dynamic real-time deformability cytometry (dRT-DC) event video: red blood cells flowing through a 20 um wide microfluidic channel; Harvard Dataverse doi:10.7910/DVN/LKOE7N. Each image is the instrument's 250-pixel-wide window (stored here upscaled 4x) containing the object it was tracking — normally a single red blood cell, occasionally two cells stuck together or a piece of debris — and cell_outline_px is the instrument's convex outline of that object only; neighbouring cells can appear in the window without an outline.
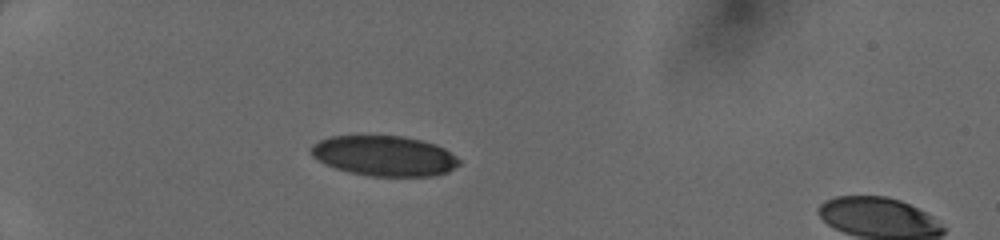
{"species": "human", "species_latin": "Homo sapiens", "temperature_condition": "cold", "stored_images_in_passage": 9, "camera_frame_rate_fps": 3000, "um_per_image_px": 0.085, "donor": {"sex": "female"}, "frame": {"image": 1, "passage_image": 1, "time_ms": 0.0, "image_size_px": [1000, 240], "cell_outline_px": [[460, 164], [448, 172], [436, 176], [372, 176], [348, 172], [324, 164], [312, 156], [312, 144], [320, 140], [332, 136], [404, 136], [436, 144], [444, 148], [456, 156], [460, 160]], "centroid_in_image_um": [32.69, 13.25], "position_along_channel_um": 52.3, "area_um2": 34.74}}
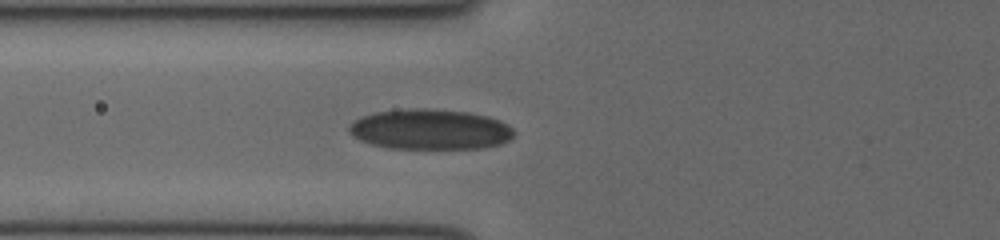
{"frame": {"image": 2, "passage_image": 5, "time_ms": 1.333, "image_size_px": [1000, 240], "cell_outline_px": [[516, 132], [508, 140], [500, 144], [484, 148], [392, 148], [372, 144], [360, 140], [352, 136], [348, 132], [348, 128], [360, 116], [376, 112], [412, 108], [428, 108], [468, 112], [488, 116], [500, 120], [508, 124]], "centroid_in_image_um": [36.58, 10.99], "position_along_channel_um": 89.2, "area_um2": 38.78}}
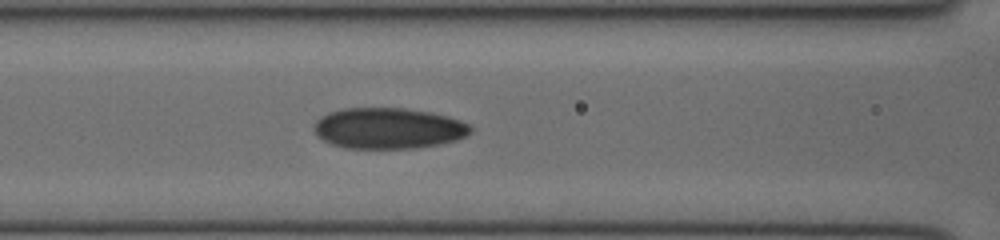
{"frame": {"image": 3, "passage_image": 7, "time_ms": 2.0, "image_size_px": [1000, 240], "cell_outline_px": [[472, 132], [468, 136], [456, 140], [440, 144], [416, 148], [344, 148], [332, 144], [324, 140], [312, 128], [312, 124], [320, 116], [328, 112], [344, 108], [404, 108], [432, 112], [448, 116], [460, 120], [468, 124], [472, 128]], "centroid_in_image_um": [33.02, 10.9], "position_along_channel_um": 133.6, "area_um2": 37.63}}